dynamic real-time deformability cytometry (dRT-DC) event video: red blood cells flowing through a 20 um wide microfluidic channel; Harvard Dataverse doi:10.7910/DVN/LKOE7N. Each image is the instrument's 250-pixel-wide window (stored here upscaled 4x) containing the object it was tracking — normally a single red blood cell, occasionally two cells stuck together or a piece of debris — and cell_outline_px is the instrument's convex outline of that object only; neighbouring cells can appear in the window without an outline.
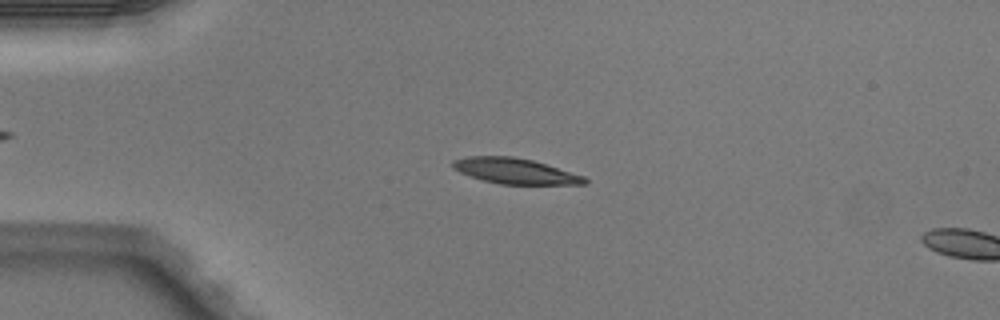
{"species": "Egyptian fruit bat (a non-hibernating species)", "species_latin": "Rousettus aegyptiacus", "temperature_condition": "warm", "stored_images_in_passage": 5, "camera_frame_rate_fps": 3000, "um_per_image_px": 0.085, "animal": {"sex": "male"}, "frame": {"image": 1, "passage_image": 2, "time_ms": 0.333, "image_size_px": [1000, 320], "cell_outline_px": [[588, 184], [500, 184], [484, 180], [460, 172], [452, 168], [452, 160], [468, 156], [512, 156], [532, 160], [584, 176], [588, 180]], "centroid_in_image_um": [43.77, 14.53], "position_along_channel_um": 41.2, "area_um2": 19.42}}